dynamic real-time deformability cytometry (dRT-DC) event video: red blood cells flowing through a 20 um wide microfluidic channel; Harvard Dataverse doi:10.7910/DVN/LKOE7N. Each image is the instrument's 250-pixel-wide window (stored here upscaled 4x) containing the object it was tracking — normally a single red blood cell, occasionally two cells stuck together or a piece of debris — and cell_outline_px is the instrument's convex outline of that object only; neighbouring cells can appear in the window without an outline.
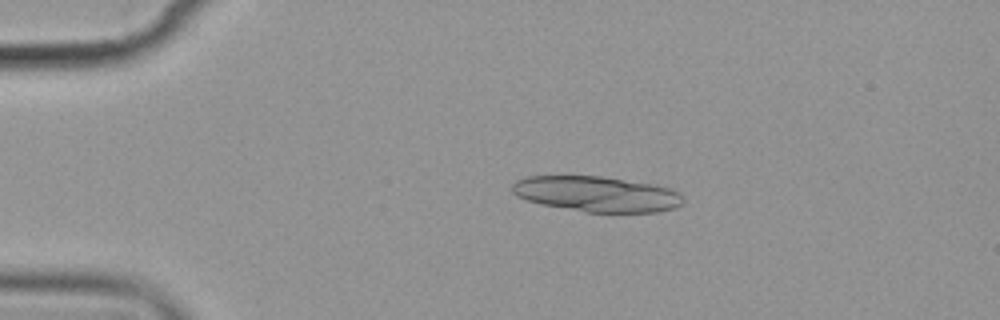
{"species": "common noctule bat (a hibernating species)", "species_latin": "Nyctalus noctula", "temperature_condition": "cold", "stored_images_in_passage": 7, "segment_of_instrument_passage": [1, 2], "camera_frame_rate_fps": 3000, "um_per_image_px": 0.085, "animal": {"sex": "female", "body_mass_g": 19.9}, "frame": {"image": 1, "passage_image": 4, "time_ms": 3.667, "image_size_px": [1000, 320], "cell_outline_px": [[684, 200], [676, 208], [656, 212], [584, 212], [544, 204], [528, 200], [516, 196], [512, 192], [512, 184], [516, 180], [528, 176], [600, 176], [656, 184], [672, 188], [680, 192], [684, 196]], "centroid_in_image_um": [50.78, 16.48], "position_along_channel_um": 34.2, "area_um2": 35.49}}